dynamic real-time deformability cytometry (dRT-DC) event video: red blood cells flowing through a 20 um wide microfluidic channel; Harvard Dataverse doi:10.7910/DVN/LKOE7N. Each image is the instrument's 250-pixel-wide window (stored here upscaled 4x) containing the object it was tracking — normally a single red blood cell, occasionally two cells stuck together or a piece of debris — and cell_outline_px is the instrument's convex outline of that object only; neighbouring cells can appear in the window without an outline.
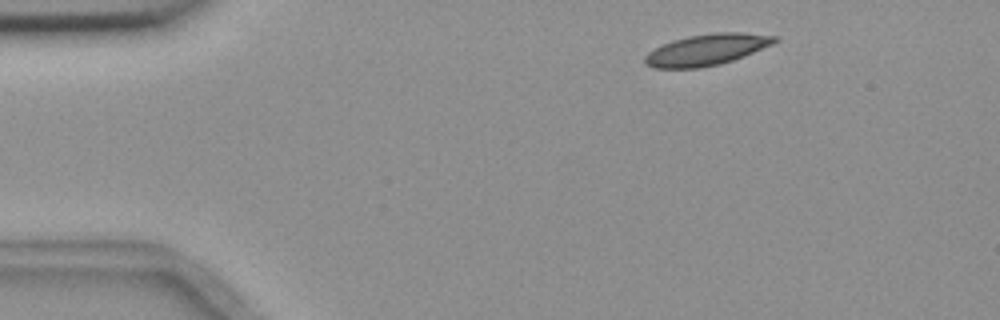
{"species": "common noctule bat (a hibernating species)", "species_latin": "Nyctalus noctula", "temperature_condition": "room temperature", "stored_images_in_passage": 4, "camera_frame_rate_fps": 3000, "um_per_image_px": 0.085, "animal": {"sex": "female", "body_mass_g": 18.4}, "frame": {"image": 1, "passage_image": 2, "time_ms": 1.0, "image_size_px": [1000, 320], "cell_outline_px": [[780, 40], [772, 44], [744, 56], [720, 64], [700, 68], [652, 68], [644, 64], [644, 56], [648, 52], [672, 40], [688, 36], [716, 32], [740, 32], [780, 36]], "centroid_in_image_um": [60.08, 4.22], "position_along_channel_um": 24.9, "area_um2": 23.7}}